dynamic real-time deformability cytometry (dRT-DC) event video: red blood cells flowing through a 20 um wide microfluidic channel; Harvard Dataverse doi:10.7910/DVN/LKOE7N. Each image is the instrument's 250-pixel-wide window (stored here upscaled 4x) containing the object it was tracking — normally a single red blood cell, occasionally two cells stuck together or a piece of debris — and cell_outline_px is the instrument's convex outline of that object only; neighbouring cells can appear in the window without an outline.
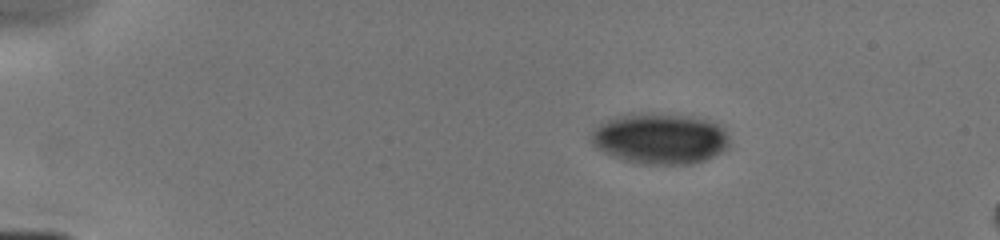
{"species": "human", "species_latin": "Homo sapiens", "temperature_condition": "cold", "stored_images_in_passage": 5, "camera_frame_rate_fps": 3000, "um_per_image_px": 0.085, "donor": {"sex": "male"}, "frame": {"image": 1, "passage_image": 1, "time_ms": 0.0, "image_size_px": [1000, 240], "cell_outline_px": [[732, 144], [724, 152], [716, 156], [692, 164], [640, 164], [624, 160], [612, 156], [604, 152], [592, 144], [592, 132], [600, 124], [608, 120], [632, 112], [660, 112], [692, 116], [724, 124]], "centroid_in_image_um": [56.21, 11.76], "position_along_channel_um": 28.8, "area_um2": 41.91}}